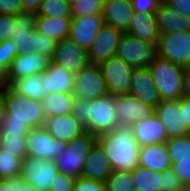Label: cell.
Listing matches in <instances>:
<instances>
[{
	"mask_svg": "<svg viewBox=\"0 0 190 191\" xmlns=\"http://www.w3.org/2000/svg\"><path fill=\"white\" fill-rule=\"evenodd\" d=\"M72 114L85 131L97 137L118 127L114 96L110 94L93 100L75 99Z\"/></svg>",
	"mask_w": 190,
	"mask_h": 191,
	"instance_id": "obj_1",
	"label": "cell"
},
{
	"mask_svg": "<svg viewBox=\"0 0 190 191\" xmlns=\"http://www.w3.org/2000/svg\"><path fill=\"white\" fill-rule=\"evenodd\" d=\"M102 145L112 170L132 172L139 166L140 146L132 126H119L97 137Z\"/></svg>",
	"mask_w": 190,
	"mask_h": 191,
	"instance_id": "obj_2",
	"label": "cell"
},
{
	"mask_svg": "<svg viewBox=\"0 0 190 191\" xmlns=\"http://www.w3.org/2000/svg\"><path fill=\"white\" fill-rule=\"evenodd\" d=\"M3 122L25 123L30 129L42 127L45 122L42 102L15 93L9 87L6 90Z\"/></svg>",
	"mask_w": 190,
	"mask_h": 191,
	"instance_id": "obj_3",
	"label": "cell"
},
{
	"mask_svg": "<svg viewBox=\"0 0 190 191\" xmlns=\"http://www.w3.org/2000/svg\"><path fill=\"white\" fill-rule=\"evenodd\" d=\"M161 100L182 98L183 77L186 68L156 56L149 65Z\"/></svg>",
	"mask_w": 190,
	"mask_h": 191,
	"instance_id": "obj_4",
	"label": "cell"
},
{
	"mask_svg": "<svg viewBox=\"0 0 190 191\" xmlns=\"http://www.w3.org/2000/svg\"><path fill=\"white\" fill-rule=\"evenodd\" d=\"M97 142V136L85 131L67 143L66 149L55 159L59 172L78 178L91 149Z\"/></svg>",
	"mask_w": 190,
	"mask_h": 191,
	"instance_id": "obj_5",
	"label": "cell"
},
{
	"mask_svg": "<svg viewBox=\"0 0 190 191\" xmlns=\"http://www.w3.org/2000/svg\"><path fill=\"white\" fill-rule=\"evenodd\" d=\"M157 44L144 42L123 33L120 37L116 56L134 69L149 67L157 56Z\"/></svg>",
	"mask_w": 190,
	"mask_h": 191,
	"instance_id": "obj_6",
	"label": "cell"
},
{
	"mask_svg": "<svg viewBox=\"0 0 190 191\" xmlns=\"http://www.w3.org/2000/svg\"><path fill=\"white\" fill-rule=\"evenodd\" d=\"M27 157L55 161L67 147L65 141L55 139L43 126L32 128L25 136Z\"/></svg>",
	"mask_w": 190,
	"mask_h": 191,
	"instance_id": "obj_7",
	"label": "cell"
},
{
	"mask_svg": "<svg viewBox=\"0 0 190 191\" xmlns=\"http://www.w3.org/2000/svg\"><path fill=\"white\" fill-rule=\"evenodd\" d=\"M157 55L171 63L190 68V31L160 34Z\"/></svg>",
	"mask_w": 190,
	"mask_h": 191,
	"instance_id": "obj_8",
	"label": "cell"
},
{
	"mask_svg": "<svg viewBox=\"0 0 190 191\" xmlns=\"http://www.w3.org/2000/svg\"><path fill=\"white\" fill-rule=\"evenodd\" d=\"M108 94H129L134 68L117 56L110 57L99 64Z\"/></svg>",
	"mask_w": 190,
	"mask_h": 191,
	"instance_id": "obj_9",
	"label": "cell"
},
{
	"mask_svg": "<svg viewBox=\"0 0 190 191\" xmlns=\"http://www.w3.org/2000/svg\"><path fill=\"white\" fill-rule=\"evenodd\" d=\"M108 94L99 65L88 63L74 76L75 99L93 100Z\"/></svg>",
	"mask_w": 190,
	"mask_h": 191,
	"instance_id": "obj_10",
	"label": "cell"
},
{
	"mask_svg": "<svg viewBox=\"0 0 190 191\" xmlns=\"http://www.w3.org/2000/svg\"><path fill=\"white\" fill-rule=\"evenodd\" d=\"M58 173L55 161L27 156L22 160L20 177L38 191H50Z\"/></svg>",
	"mask_w": 190,
	"mask_h": 191,
	"instance_id": "obj_11",
	"label": "cell"
},
{
	"mask_svg": "<svg viewBox=\"0 0 190 191\" xmlns=\"http://www.w3.org/2000/svg\"><path fill=\"white\" fill-rule=\"evenodd\" d=\"M51 61L62 66L67 72L76 75L89 61L87 51L69 38L56 42Z\"/></svg>",
	"mask_w": 190,
	"mask_h": 191,
	"instance_id": "obj_12",
	"label": "cell"
},
{
	"mask_svg": "<svg viewBox=\"0 0 190 191\" xmlns=\"http://www.w3.org/2000/svg\"><path fill=\"white\" fill-rule=\"evenodd\" d=\"M123 33L108 24H103L95 41L87 51L89 63L99 65L101 62L116 56L120 37Z\"/></svg>",
	"mask_w": 190,
	"mask_h": 191,
	"instance_id": "obj_13",
	"label": "cell"
},
{
	"mask_svg": "<svg viewBox=\"0 0 190 191\" xmlns=\"http://www.w3.org/2000/svg\"><path fill=\"white\" fill-rule=\"evenodd\" d=\"M114 103L117 111V125L132 126L150 117L155 109L142 103L133 95H115Z\"/></svg>",
	"mask_w": 190,
	"mask_h": 191,
	"instance_id": "obj_14",
	"label": "cell"
},
{
	"mask_svg": "<svg viewBox=\"0 0 190 191\" xmlns=\"http://www.w3.org/2000/svg\"><path fill=\"white\" fill-rule=\"evenodd\" d=\"M154 112L163 123L168 138L185 136L190 133L184 121L183 110H181V98L161 100Z\"/></svg>",
	"mask_w": 190,
	"mask_h": 191,
	"instance_id": "obj_15",
	"label": "cell"
},
{
	"mask_svg": "<svg viewBox=\"0 0 190 191\" xmlns=\"http://www.w3.org/2000/svg\"><path fill=\"white\" fill-rule=\"evenodd\" d=\"M37 14L22 11L13 16L12 42L18 54L34 52Z\"/></svg>",
	"mask_w": 190,
	"mask_h": 191,
	"instance_id": "obj_16",
	"label": "cell"
},
{
	"mask_svg": "<svg viewBox=\"0 0 190 191\" xmlns=\"http://www.w3.org/2000/svg\"><path fill=\"white\" fill-rule=\"evenodd\" d=\"M51 63V57L38 52L18 54L12 61L8 71V79L11 83L15 79L30 77L43 73Z\"/></svg>",
	"mask_w": 190,
	"mask_h": 191,
	"instance_id": "obj_17",
	"label": "cell"
},
{
	"mask_svg": "<svg viewBox=\"0 0 190 191\" xmlns=\"http://www.w3.org/2000/svg\"><path fill=\"white\" fill-rule=\"evenodd\" d=\"M103 24L102 15L71 18L68 38L88 51Z\"/></svg>",
	"mask_w": 190,
	"mask_h": 191,
	"instance_id": "obj_18",
	"label": "cell"
},
{
	"mask_svg": "<svg viewBox=\"0 0 190 191\" xmlns=\"http://www.w3.org/2000/svg\"><path fill=\"white\" fill-rule=\"evenodd\" d=\"M129 94L154 109L161 102L159 91L149 67L133 70Z\"/></svg>",
	"mask_w": 190,
	"mask_h": 191,
	"instance_id": "obj_19",
	"label": "cell"
},
{
	"mask_svg": "<svg viewBox=\"0 0 190 191\" xmlns=\"http://www.w3.org/2000/svg\"><path fill=\"white\" fill-rule=\"evenodd\" d=\"M132 129L140 147L165 143L169 139L163 123L155 112L145 120L133 124Z\"/></svg>",
	"mask_w": 190,
	"mask_h": 191,
	"instance_id": "obj_20",
	"label": "cell"
},
{
	"mask_svg": "<svg viewBox=\"0 0 190 191\" xmlns=\"http://www.w3.org/2000/svg\"><path fill=\"white\" fill-rule=\"evenodd\" d=\"M43 127L55 138L66 143L80 136L85 129L79 124L72 113L45 117Z\"/></svg>",
	"mask_w": 190,
	"mask_h": 191,
	"instance_id": "obj_21",
	"label": "cell"
},
{
	"mask_svg": "<svg viewBox=\"0 0 190 191\" xmlns=\"http://www.w3.org/2000/svg\"><path fill=\"white\" fill-rule=\"evenodd\" d=\"M131 0H104V23L127 33L133 16Z\"/></svg>",
	"mask_w": 190,
	"mask_h": 191,
	"instance_id": "obj_22",
	"label": "cell"
},
{
	"mask_svg": "<svg viewBox=\"0 0 190 191\" xmlns=\"http://www.w3.org/2000/svg\"><path fill=\"white\" fill-rule=\"evenodd\" d=\"M74 76L62 66L51 61L48 69L41 73V83L44 86V98L49 93H73Z\"/></svg>",
	"mask_w": 190,
	"mask_h": 191,
	"instance_id": "obj_23",
	"label": "cell"
},
{
	"mask_svg": "<svg viewBox=\"0 0 190 191\" xmlns=\"http://www.w3.org/2000/svg\"><path fill=\"white\" fill-rule=\"evenodd\" d=\"M155 14L160 34L190 31V17L182 15L164 0Z\"/></svg>",
	"mask_w": 190,
	"mask_h": 191,
	"instance_id": "obj_24",
	"label": "cell"
},
{
	"mask_svg": "<svg viewBox=\"0 0 190 191\" xmlns=\"http://www.w3.org/2000/svg\"><path fill=\"white\" fill-rule=\"evenodd\" d=\"M112 172V168L107 159L102 145L97 141L91 149L84 164L81 177L105 182Z\"/></svg>",
	"mask_w": 190,
	"mask_h": 191,
	"instance_id": "obj_25",
	"label": "cell"
},
{
	"mask_svg": "<svg viewBox=\"0 0 190 191\" xmlns=\"http://www.w3.org/2000/svg\"><path fill=\"white\" fill-rule=\"evenodd\" d=\"M127 34L148 43H158L160 32L158 30L156 14L134 12Z\"/></svg>",
	"mask_w": 190,
	"mask_h": 191,
	"instance_id": "obj_26",
	"label": "cell"
},
{
	"mask_svg": "<svg viewBox=\"0 0 190 191\" xmlns=\"http://www.w3.org/2000/svg\"><path fill=\"white\" fill-rule=\"evenodd\" d=\"M171 159L165 143L141 146L139 149V166L164 172L171 169Z\"/></svg>",
	"mask_w": 190,
	"mask_h": 191,
	"instance_id": "obj_27",
	"label": "cell"
},
{
	"mask_svg": "<svg viewBox=\"0 0 190 191\" xmlns=\"http://www.w3.org/2000/svg\"><path fill=\"white\" fill-rule=\"evenodd\" d=\"M71 18L37 16L35 30L58 42L68 38Z\"/></svg>",
	"mask_w": 190,
	"mask_h": 191,
	"instance_id": "obj_28",
	"label": "cell"
},
{
	"mask_svg": "<svg viewBox=\"0 0 190 191\" xmlns=\"http://www.w3.org/2000/svg\"><path fill=\"white\" fill-rule=\"evenodd\" d=\"M74 101L73 93H49L41 101L45 117L72 113Z\"/></svg>",
	"mask_w": 190,
	"mask_h": 191,
	"instance_id": "obj_29",
	"label": "cell"
},
{
	"mask_svg": "<svg viewBox=\"0 0 190 191\" xmlns=\"http://www.w3.org/2000/svg\"><path fill=\"white\" fill-rule=\"evenodd\" d=\"M10 88L20 95L34 100L44 99V86L41 83V73L30 77L15 79L10 83Z\"/></svg>",
	"mask_w": 190,
	"mask_h": 191,
	"instance_id": "obj_30",
	"label": "cell"
},
{
	"mask_svg": "<svg viewBox=\"0 0 190 191\" xmlns=\"http://www.w3.org/2000/svg\"><path fill=\"white\" fill-rule=\"evenodd\" d=\"M133 184L135 188L143 191H162V173L137 166L132 171Z\"/></svg>",
	"mask_w": 190,
	"mask_h": 191,
	"instance_id": "obj_31",
	"label": "cell"
},
{
	"mask_svg": "<svg viewBox=\"0 0 190 191\" xmlns=\"http://www.w3.org/2000/svg\"><path fill=\"white\" fill-rule=\"evenodd\" d=\"M165 144L172 163L177 160H190V134L171 137Z\"/></svg>",
	"mask_w": 190,
	"mask_h": 191,
	"instance_id": "obj_32",
	"label": "cell"
},
{
	"mask_svg": "<svg viewBox=\"0 0 190 191\" xmlns=\"http://www.w3.org/2000/svg\"><path fill=\"white\" fill-rule=\"evenodd\" d=\"M37 16L72 18L71 6L65 0H43Z\"/></svg>",
	"mask_w": 190,
	"mask_h": 191,
	"instance_id": "obj_33",
	"label": "cell"
},
{
	"mask_svg": "<svg viewBox=\"0 0 190 191\" xmlns=\"http://www.w3.org/2000/svg\"><path fill=\"white\" fill-rule=\"evenodd\" d=\"M22 158L0 148V179L19 177L22 168Z\"/></svg>",
	"mask_w": 190,
	"mask_h": 191,
	"instance_id": "obj_34",
	"label": "cell"
},
{
	"mask_svg": "<svg viewBox=\"0 0 190 191\" xmlns=\"http://www.w3.org/2000/svg\"><path fill=\"white\" fill-rule=\"evenodd\" d=\"M132 172L112 170L104 182L107 191H132L135 187Z\"/></svg>",
	"mask_w": 190,
	"mask_h": 191,
	"instance_id": "obj_35",
	"label": "cell"
},
{
	"mask_svg": "<svg viewBox=\"0 0 190 191\" xmlns=\"http://www.w3.org/2000/svg\"><path fill=\"white\" fill-rule=\"evenodd\" d=\"M104 0H79L71 6L72 18L102 15Z\"/></svg>",
	"mask_w": 190,
	"mask_h": 191,
	"instance_id": "obj_36",
	"label": "cell"
},
{
	"mask_svg": "<svg viewBox=\"0 0 190 191\" xmlns=\"http://www.w3.org/2000/svg\"><path fill=\"white\" fill-rule=\"evenodd\" d=\"M25 136L26 135L3 134L0 148L24 159L27 156Z\"/></svg>",
	"mask_w": 190,
	"mask_h": 191,
	"instance_id": "obj_37",
	"label": "cell"
},
{
	"mask_svg": "<svg viewBox=\"0 0 190 191\" xmlns=\"http://www.w3.org/2000/svg\"><path fill=\"white\" fill-rule=\"evenodd\" d=\"M18 55V52L9 38L0 43V67L4 68L7 72L9 71L13 59Z\"/></svg>",
	"mask_w": 190,
	"mask_h": 191,
	"instance_id": "obj_38",
	"label": "cell"
},
{
	"mask_svg": "<svg viewBox=\"0 0 190 191\" xmlns=\"http://www.w3.org/2000/svg\"><path fill=\"white\" fill-rule=\"evenodd\" d=\"M55 47L56 41L35 30L34 52H38L52 58L55 52Z\"/></svg>",
	"mask_w": 190,
	"mask_h": 191,
	"instance_id": "obj_39",
	"label": "cell"
},
{
	"mask_svg": "<svg viewBox=\"0 0 190 191\" xmlns=\"http://www.w3.org/2000/svg\"><path fill=\"white\" fill-rule=\"evenodd\" d=\"M73 191H107L104 182L78 177L75 180Z\"/></svg>",
	"mask_w": 190,
	"mask_h": 191,
	"instance_id": "obj_40",
	"label": "cell"
},
{
	"mask_svg": "<svg viewBox=\"0 0 190 191\" xmlns=\"http://www.w3.org/2000/svg\"><path fill=\"white\" fill-rule=\"evenodd\" d=\"M75 180V177L59 172L50 191H73Z\"/></svg>",
	"mask_w": 190,
	"mask_h": 191,
	"instance_id": "obj_41",
	"label": "cell"
},
{
	"mask_svg": "<svg viewBox=\"0 0 190 191\" xmlns=\"http://www.w3.org/2000/svg\"><path fill=\"white\" fill-rule=\"evenodd\" d=\"M182 185L172 169L162 172V191H179Z\"/></svg>",
	"mask_w": 190,
	"mask_h": 191,
	"instance_id": "obj_42",
	"label": "cell"
},
{
	"mask_svg": "<svg viewBox=\"0 0 190 191\" xmlns=\"http://www.w3.org/2000/svg\"><path fill=\"white\" fill-rule=\"evenodd\" d=\"M171 169L183 185L190 184V160H177L171 164Z\"/></svg>",
	"mask_w": 190,
	"mask_h": 191,
	"instance_id": "obj_43",
	"label": "cell"
},
{
	"mask_svg": "<svg viewBox=\"0 0 190 191\" xmlns=\"http://www.w3.org/2000/svg\"><path fill=\"white\" fill-rule=\"evenodd\" d=\"M162 0H131L134 12L156 13Z\"/></svg>",
	"mask_w": 190,
	"mask_h": 191,
	"instance_id": "obj_44",
	"label": "cell"
},
{
	"mask_svg": "<svg viewBox=\"0 0 190 191\" xmlns=\"http://www.w3.org/2000/svg\"><path fill=\"white\" fill-rule=\"evenodd\" d=\"M22 12L20 0H0V14L15 16Z\"/></svg>",
	"mask_w": 190,
	"mask_h": 191,
	"instance_id": "obj_45",
	"label": "cell"
},
{
	"mask_svg": "<svg viewBox=\"0 0 190 191\" xmlns=\"http://www.w3.org/2000/svg\"><path fill=\"white\" fill-rule=\"evenodd\" d=\"M1 130L3 134L27 135L30 128L25 123L3 122Z\"/></svg>",
	"mask_w": 190,
	"mask_h": 191,
	"instance_id": "obj_46",
	"label": "cell"
},
{
	"mask_svg": "<svg viewBox=\"0 0 190 191\" xmlns=\"http://www.w3.org/2000/svg\"><path fill=\"white\" fill-rule=\"evenodd\" d=\"M13 30V16L0 14V43L11 38Z\"/></svg>",
	"mask_w": 190,
	"mask_h": 191,
	"instance_id": "obj_47",
	"label": "cell"
},
{
	"mask_svg": "<svg viewBox=\"0 0 190 191\" xmlns=\"http://www.w3.org/2000/svg\"><path fill=\"white\" fill-rule=\"evenodd\" d=\"M167 4L179 11L182 15L190 17V0H164Z\"/></svg>",
	"mask_w": 190,
	"mask_h": 191,
	"instance_id": "obj_48",
	"label": "cell"
},
{
	"mask_svg": "<svg viewBox=\"0 0 190 191\" xmlns=\"http://www.w3.org/2000/svg\"><path fill=\"white\" fill-rule=\"evenodd\" d=\"M12 191H38L28 181H24L20 176L12 178Z\"/></svg>",
	"mask_w": 190,
	"mask_h": 191,
	"instance_id": "obj_49",
	"label": "cell"
},
{
	"mask_svg": "<svg viewBox=\"0 0 190 191\" xmlns=\"http://www.w3.org/2000/svg\"><path fill=\"white\" fill-rule=\"evenodd\" d=\"M42 1L43 0H20L22 11L37 13Z\"/></svg>",
	"mask_w": 190,
	"mask_h": 191,
	"instance_id": "obj_50",
	"label": "cell"
},
{
	"mask_svg": "<svg viewBox=\"0 0 190 191\" xmlns=\"http://www.w3.org/2000/svg\"><path fill=\"white\" fill-rule=\"evenodd\" d=\"M181 110H183L184 121L190 130V98H181Z\"/></svg>",
	"mask_w": 190,
	"mask_h": 191,
	"instance_id": "obj_51",
	"label": "cell"
},
{
	"mask_svg": "<svg viewBox=\"0 0 190 191\" xmlns=\"http://www.w3.org/2000/svg\"><path fill=\"white\" fill-rule=\"evenodd\" d=\"M182 97L190 98V68H186L184 72Z\"/></svg>",
	"mask_w": 190,
	"mask_h": 191,
	"instance_id": "obj_52",
	"label": "cell"
},
{
	"mask_svg": "<svg viewBox=\"0 0 190 191\" xmlns=\"http://www.w3.org/2000/svg\"><path fill=\"white\" fill-rule=\"evenodd\" d=\"M9 87L8 72L0 67V90H7Z\"/></svg>",
	"mask_w": 190,
	"mask_h": 191,
	"instance_id": "obj_53",
	"label": "cell"
},
{
	"mask_svg": "<svg viewBox=\"0 0 190 191\" xmlns=\"http://www.w3.org/2000/svg\"><path fill=\"white\" fill-rule=\"evenodd\" d=\"M5 100H6V90H0V128L3 124V117L5 114Z\"/></svg>",
	"mask_w": 190,
	"mask_h": 191,
	"instance_id": "obj_54",
	"label": "cell"
},
{
	"mask_svg": "<svg viewBox=\"0 0 190 191\" xmlns=\"http://www.w3.org/2000/svg\"><path fill=\"white\" fill-rule=\"evenodd\" d=\"M0 191H12V178L0 179Z\"/></svg>",
	"mask_w": 190,
	"mask_h": 191,
	"instance_id": "obj_55",
	"label": "cell"
},
{
	"mask_svg": "<svg viewBox=\"0 0 190 191\" xmlns=\"http://www.w3.org/2000/svg\"><path fill=\"white\" fill-rule=\"evenodd\" d=\"M179 191H190V184H184Z\"/></svg>",
	"mask_w": 190,
	"mask_h": 191,
	"instance_id": "obj_56",
	"label": "cell"
},
{
	"mask_svg": "<svg viewBox=\"0 0 190 191\" xmlns=\"http://www.w3.org/2000/svg\"><path fill=\"white\" fill-rule=\"evenodd\" d=\"M70 6H72L75 3H78L79 0H65Z\"/></svg>",
	"mask_w": 190,
	"mask_h": 191,
	"instance_id": "obj_57",
	"label": "cell"
},
{
	"mask_svg": "<svg viewBox=\"0 0 190 191\" xmlns=\"http://www.w3.org/2000/svg\"><path fill=\"white\" fill-rule=\"evenodd\" d=\"M2 136H3V133H2V130L0 128V146H1V142H2Z\"/></svg>",
	"mask_w": 190,
	"mask_h": 191,
	"instance_id": "obj_58",
	"label": "cell"
},
{
	"mask_svg": "<svg viewBox=\"0 0 190 191\" xmlns=\"http://www.w3.org/2000/svg\"><path fill=\"white\" fill-rule=\"evenodd\" d=\"M132 191H143L141 188H134Z\"/></svg>",
	"mask_w": 190,
	"mask_h": 191,
	"instance_id": "obj_59",
	"label": "cell"
}]
</instances>
